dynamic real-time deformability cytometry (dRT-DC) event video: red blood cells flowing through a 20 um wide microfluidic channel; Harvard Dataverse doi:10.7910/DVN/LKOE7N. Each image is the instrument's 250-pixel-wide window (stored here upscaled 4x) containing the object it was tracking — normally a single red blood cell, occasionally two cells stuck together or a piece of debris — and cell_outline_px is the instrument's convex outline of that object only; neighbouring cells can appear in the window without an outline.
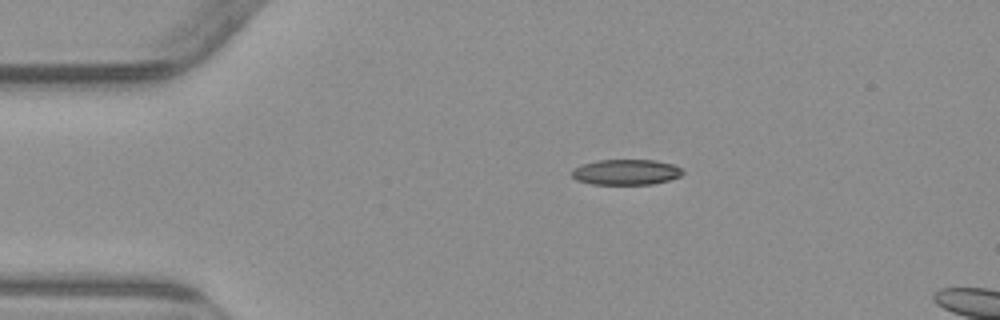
{"species": "common noctule bat (a hibernating species)", "species_latin": "Nyctalus noctula", "temperature_condition": "warm", "stored_images_in_passage": 4, "camera_frame_rate_fps": 3000, "um_per_image_px": 0.085, "animal": {"sex": "male", "body_mass_g": 23.1, "forearm_length_mm": 52.7}, "frame": {"image": 1, "passage_image": 2, "time_ms": 1.667, "image_size_px": [1000, 320], "cell_outline_px": [[684, 172], [680, 176], [668, 180], [652, 184], [592, 184], [576, 180], [572, 176], [572, 168], [580, 164], [596, 160], [656, 160], [672, 164], [680, 168]], "centroid_in_image_um": [53.17, 14.62], "position_along_channel_um": 31.8, "area_um2": 16.53}}